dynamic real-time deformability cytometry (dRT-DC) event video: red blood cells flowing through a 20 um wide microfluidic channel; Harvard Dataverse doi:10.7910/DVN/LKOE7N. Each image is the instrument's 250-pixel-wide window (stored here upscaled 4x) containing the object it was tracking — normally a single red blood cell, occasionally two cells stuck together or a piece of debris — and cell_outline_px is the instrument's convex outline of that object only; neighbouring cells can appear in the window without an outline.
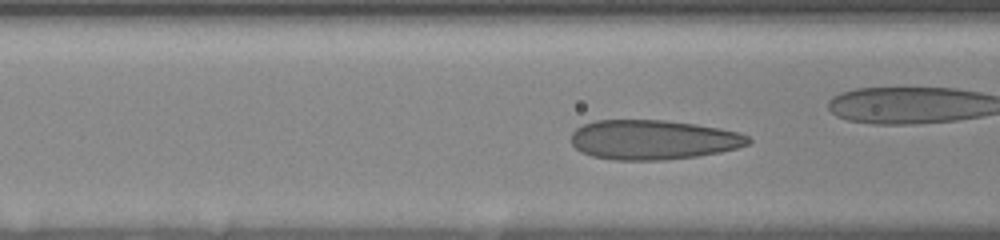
{"species": "human", "species_latin": "Homo sapiens", "temperature_condition": "room temperature", "stored_images_in_passage": 40, "camera_frame_rate_fps": 3000, "um_per_image_px": 0.085, "donor": {"sex": "female"}, "frame": {"image": 1, "passage_image": 12, "time_ms": 4.0, "image_size_px": [1000, 240], "cell_outline_px": [[752, 140], [748, 144], [736, 148], [720, 152], [696, 156], [664, 160], [612, 160], [592, 156], [580, 152], [572, 144], [572, 132], [576, 128], [584, 124], [596, 120], [664, 120], [696, 124], [720, 128], [736, 132], [748, 136]], "centroid_in_image_um": [55.49, 11.88], "position_along_channel_um": 111.1, "area_um2": 40.92}, "authors_computed_cell_mechanics": {"area_um2": 40.2288, "velocity_mm_per_s": 3.5592, "shape_relaxation_time_tau1_ms": 3.2622, "shape_relaxation_time_tau2_ms": null, "deformation_change_tau1": 0.1348, "deformation_change_tau2": null}}